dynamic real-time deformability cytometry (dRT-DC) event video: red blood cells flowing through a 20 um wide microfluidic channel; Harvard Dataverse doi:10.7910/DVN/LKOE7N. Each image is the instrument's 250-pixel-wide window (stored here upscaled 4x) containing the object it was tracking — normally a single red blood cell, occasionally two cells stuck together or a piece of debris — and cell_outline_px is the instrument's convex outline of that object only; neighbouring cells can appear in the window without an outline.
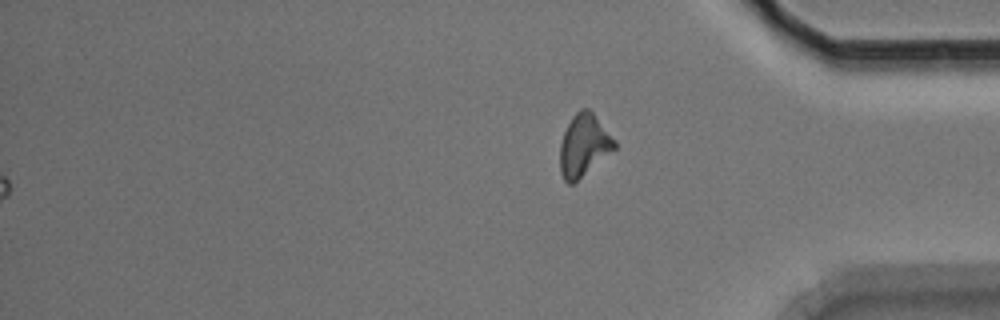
{"species": "Egyptian fruit bat (a non-hibernating species)", "species_latin": "Rousettus aegyptiacus", "temperature_condition": "room temperature", "stored_images_in_passage": 55, "segment_of_instrument_passage": [2, 2], "camera_frame_rate_fps": 3000, "um_per_image_px": 0.085, "animal": {"sex": "male"}, "frame": {"image": 1, "passage_image": 55, "time_ms": 18.0, "image_size_px": [1000, 320], "cell_outline_px": [[616, 148], [572, 184], [568, 184], [564, 180], [560, 172], [560, 144], [564, 132], [572, 116], [580, 108], [588, 108], [592, 112], [616, 140]], "centroid_in_image_um": [49.62, 12.34], "position_along_channel_um": 385.6, "area_um2": 19.54}}